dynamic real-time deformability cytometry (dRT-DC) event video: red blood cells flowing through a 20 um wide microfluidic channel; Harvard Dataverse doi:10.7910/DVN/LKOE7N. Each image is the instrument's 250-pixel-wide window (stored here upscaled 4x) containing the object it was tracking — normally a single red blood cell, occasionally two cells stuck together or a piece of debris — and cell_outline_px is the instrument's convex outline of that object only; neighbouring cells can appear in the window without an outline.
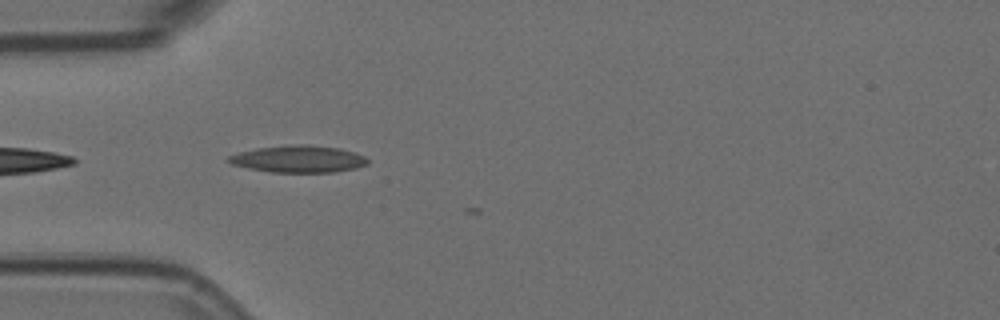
{"species": "Egyptian fruit bat (a non-hibernating species)", "species_latin": "Rousettus aegyptiacus", "temperature_condition": "room temperature", "stored_images_in_passage": 4, "camera_frame_rate_fps": 3000, "um_per_image_px": 0.085, "animal": {"sex": "female"}, "frame": {"image": 1, "passage_image": 2, "time_ms": 0.333, "image_size_px": [1000, 320], "cell_outline_px": [[368, 164], [356, 168], [332, 172], [272, 172], [248, 168], [232, 164], [224, 160], [228, 156], [240, 152], [256, 148], [292, 144], [308, 144], [340, 148], [356, 152], [364, 156], [368, 160]], "centroid_in_image_um": [25.37, 13.5], "position_along_channel_um": 59.6, "area_um2": 22.02}}